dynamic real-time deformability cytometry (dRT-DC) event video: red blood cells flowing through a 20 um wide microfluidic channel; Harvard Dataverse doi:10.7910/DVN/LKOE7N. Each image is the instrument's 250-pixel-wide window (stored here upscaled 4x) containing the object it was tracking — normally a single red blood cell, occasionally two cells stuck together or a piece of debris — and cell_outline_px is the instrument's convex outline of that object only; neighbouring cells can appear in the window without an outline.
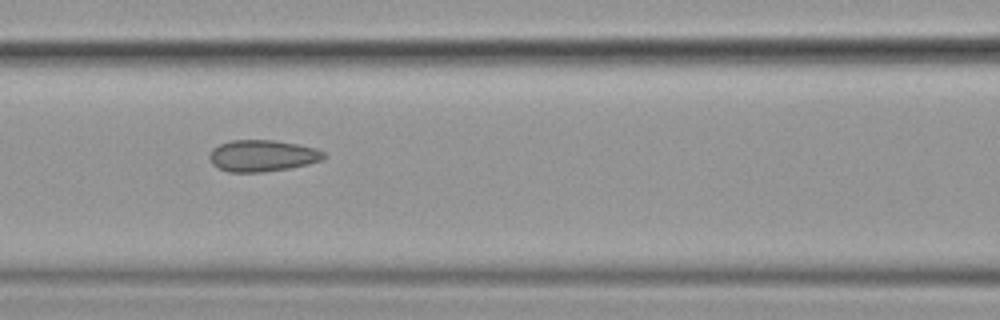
{"species": "common noctule bat (a hibernating species)", "species_latin": "Nyctalus noctula", "temperature_condition": "cold", "stored_images_in_passage": 9, "camera_frame_rate_fps": 3000, "um_per_image_px": 0.085, "animal": {"sex": "female", "body_mass_g": 19.9}, "frame": {"image": 1, "passage_image": 8, "time_ms": 2.333, "image_size_px": [1000, 320], "cell_outline_px": [[328, 156], [320, 160], [308, 164], [288, 168], [260, 172], [228, 172], [212, 164], [208, 156], [212, 148], [220, 144], [232, 140], [276, 140], [316, 148], [324, 152]], "centroid_in_image_um": [22.29, 13.23], "position_along_channel_um": 144.3, "area_um2": 20.98}}
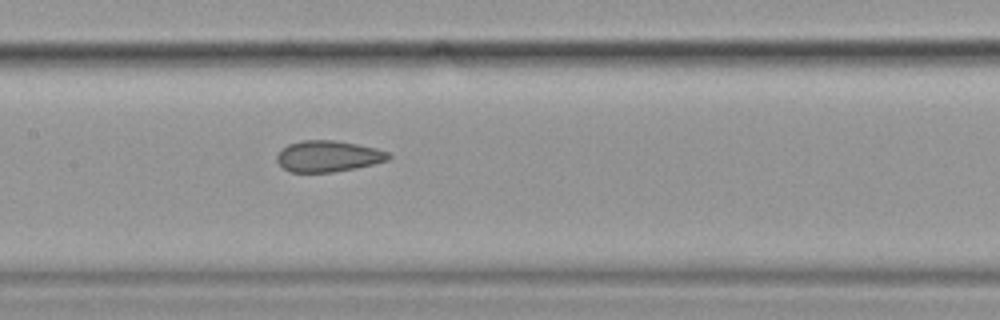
{"frame": {"image": 2, "passage_image": 9, "time_ms": 2.667, "image_size_px": [1000, 320], "cell_outline_px": [[392, 156], [388, 160], [356, 168], [332, 172], [292, 172], [284, 168], [276, 160], [276, 156], [288, 144], [300, 140], [332, 140], [356, 144], [376, 148], [388, 152]], "centroid_in_image_um": [27.9, 13.27], "position_along_channel_um": 179.5, "area_um2": 20.11}}